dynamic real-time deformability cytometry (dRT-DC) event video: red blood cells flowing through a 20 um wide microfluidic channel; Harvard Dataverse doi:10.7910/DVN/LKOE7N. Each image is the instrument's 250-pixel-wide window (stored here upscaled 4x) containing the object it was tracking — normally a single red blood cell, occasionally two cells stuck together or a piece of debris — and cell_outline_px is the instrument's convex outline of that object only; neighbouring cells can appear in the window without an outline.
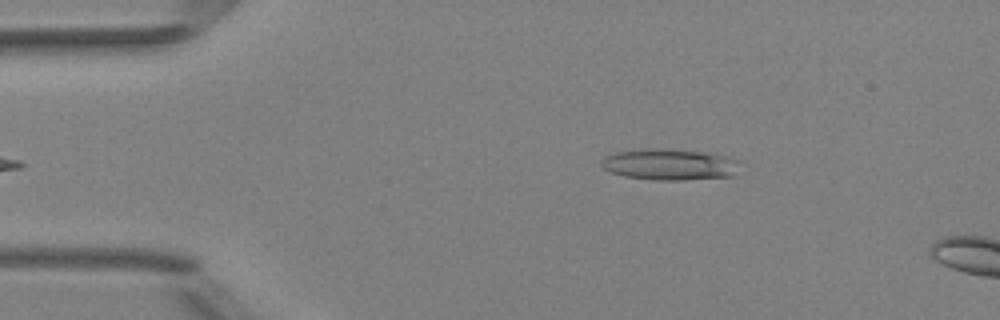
{"species": "Egyptian fruit bat (a non-hibernating species)", "species_latin": "Rousettus aegyptiacus", "temperature_condition": "room temperature", "stored_images_in_passage": 8, "camera_frame_rate_fps": 3000, "um_per_image_px": 0.085, "animal": {"sex": "female"}, "frame": {"image": 1, "passage_image": 2, "time_ms": 0.333, "image_size_px": [1000, 320], "cell_outline_px": [[744, 160], [732, 176], [680, 180], [652, 180], [624, 176], [612, 172], [604, 168], [600, 164], [604, 156], [616, 152], [648, 148], [660, 148], [704, 152], [728, 156]], "centroid_in_image_um": [56.96, 13.97], "position_along_channel_um": 28.0, "area_um2": 25.43}}